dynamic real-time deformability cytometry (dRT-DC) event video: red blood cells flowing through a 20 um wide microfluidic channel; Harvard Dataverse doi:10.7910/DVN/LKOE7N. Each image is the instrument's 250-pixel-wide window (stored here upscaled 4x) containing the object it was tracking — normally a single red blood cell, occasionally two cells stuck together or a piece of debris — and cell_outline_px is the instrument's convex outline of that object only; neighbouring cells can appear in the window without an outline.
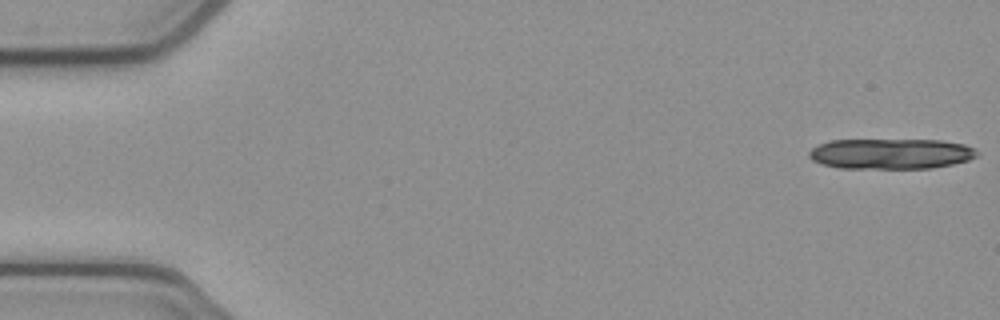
{"species": "common noctule bat (a hibernating species)", "species_latin": "Nyctalus noctula", "temperature_condition": "cold", "stored_images_in_passage": 13, "camera_frame_rate_fps": 3000, "um_per_image_px": 0.085, "animal": {"sex": "female", "body_mass_g": 21.9}, "frame": {"image": 1, "passage_image": 1, "time_ms": 0.0, "image_size_px": [1000, 320], "cell_outline_px": [[980, 152], [976, 156], [968, 160], [952, 164], [932, 168], [840, 168], [820, 164], [812, 160], [808, 156], [808, 152], [812, 148], [828, 140], [940, 140], [964, 144], [976, 148]], "centroid_in_image_um": [75.72, 13.07], "position_along_channel_um": 9.3, "area_um2": 30.0}}